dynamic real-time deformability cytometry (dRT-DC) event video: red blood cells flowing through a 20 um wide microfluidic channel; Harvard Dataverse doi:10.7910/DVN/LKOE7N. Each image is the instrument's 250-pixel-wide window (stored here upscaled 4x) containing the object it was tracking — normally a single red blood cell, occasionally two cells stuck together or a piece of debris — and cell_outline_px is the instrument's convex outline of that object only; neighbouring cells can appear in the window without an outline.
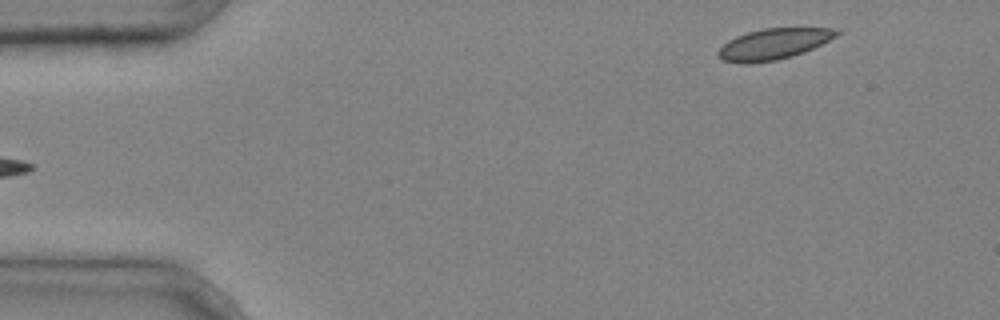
{"species": "common noctule bat (a hibernating species)", "species_latin": "Nyctalus noctula", "temperature_condition": "cold", "stored_images_in_passage": 7, "camera_frame_rate_fps": 3000, "um_per_image_px": 0.085, "animal": {"sex": "male", "body_mass_g": 20.4}, "frame": {"image": 1, "passage_image": 7, "time_ms": 2.0, "image_size_px": [1000, 320], "cell_outline_px": [[844, 32], [804, 52], [792, 56], [776, 60], [748, 64], [744, 64], [724, 60], [716, 56], [716, 52], [728, 40], [736, 36], [748, 32], [764, 28], [840, 28]], "centroid_in_image_um": [65.76, 3.73], "position_along_channel_um": 19.2, "area_um2": 21.39}}